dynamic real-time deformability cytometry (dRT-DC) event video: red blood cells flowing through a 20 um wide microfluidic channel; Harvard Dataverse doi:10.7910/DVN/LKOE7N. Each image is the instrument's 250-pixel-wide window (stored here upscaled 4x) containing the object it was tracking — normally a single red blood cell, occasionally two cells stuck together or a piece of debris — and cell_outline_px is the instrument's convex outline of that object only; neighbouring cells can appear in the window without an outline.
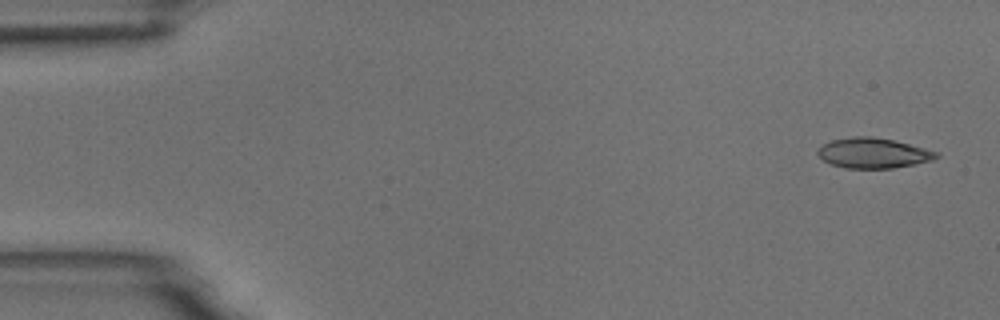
{"species": "common noctule bat (a hibernating species)", "species_latin": "Nyctalus noctula", "temperature_condition": "room temperature", "stored_images_in_passage": 3, "camera_frame_rate_fps": 3000, "um_per_image_px": 0.085, "animal": {"sex": "male", "body_mass_g": 18.8}, "frame": {"image": 1, "passage_image": 1, "time_ms": 0.0, "image_size_px": [1000, 320], "cell_outline_px": [[940, 156], [936, 160], [916, 164], [892, 168], [844, 168], [832, 164], [824, 160], [816, 152], [824, 144], [832, 140], [852, 136], [872, 136], [892, 140], [940, 152]], "centroid_in_image_um": [74.28, 13.01], "position_along_channel_um": 10.7, "area_um2": 20.87}}